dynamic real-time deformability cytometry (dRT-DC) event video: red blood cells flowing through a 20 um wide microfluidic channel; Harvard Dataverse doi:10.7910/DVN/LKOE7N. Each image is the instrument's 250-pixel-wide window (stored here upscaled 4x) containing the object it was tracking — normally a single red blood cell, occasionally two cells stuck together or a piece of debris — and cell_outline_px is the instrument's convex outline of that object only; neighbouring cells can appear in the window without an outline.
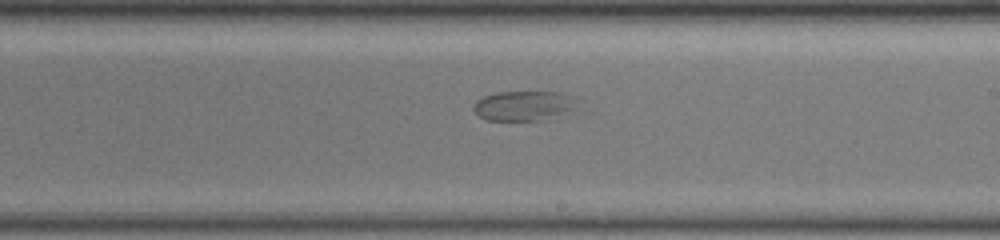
{"species": "common noctule bat (a hibernating species)", "species_latin": "Nyctalus noctula", "temperature_condition": "warm", "stored_images_in_passage": 64, "segment_of_instrument_passage": [2, 2], "camera_frame_rate_fps": 3000, "um_per_image_px": 0.085, "animal": {"sex": "female", "body_mass_g": 19.5, "forearm_length_mm": 54.1}, "frame": {"image": 1, "passage_image": 42, "time_ms": 13.667, "image_size_px": [1000, 240], "cell_outline_px": [[584, 100], [556, 120], [484, 120], [472, 108], [476, 100], [484, 96], [496, 92], [564, 92], [576, 96]], "centroid_in_image_um": [44.65, 8.99], "position_along_channel_um": 244.3, "area_um2": 18.73}}
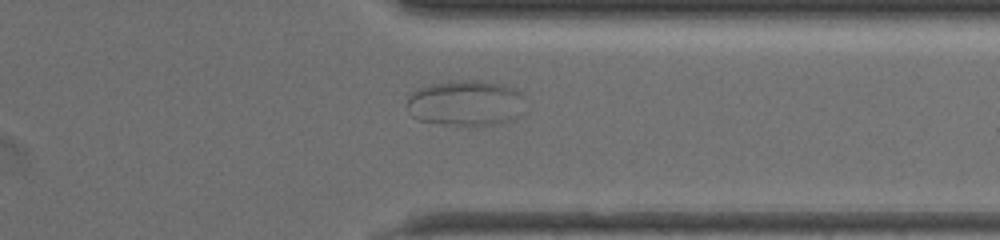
{"frame": {"image": 2, "passage_image": 53, "time_ms": 17.333, "image_size_px": [1000, 240], "cell_outline_px": [[520, 96], [516, 116], [512, 120], [496, 124], [476, 128], [472, 128], [416, 120], [408, 112], [404, 104], [408, 96], [416, 88], [428, 84], [448, 80], [476, 80], [500, 84], [512, 88], [520, 92]], "centroid_in_image_um": [39.42, 8.78], "position_along_channel_um": 372.0, "area_um2": 31.91}}
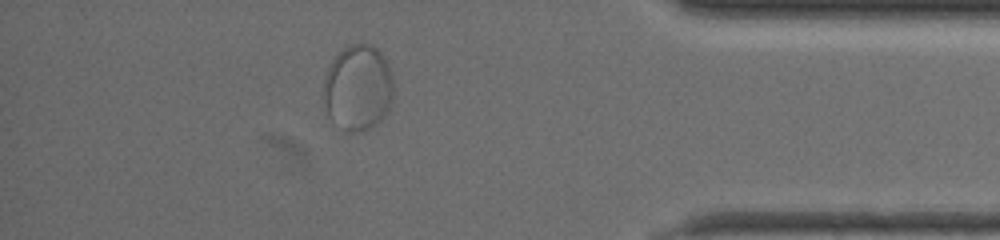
{"frame": {"image": 3, "passage_image": 58, "time_ms": 19.0, "image_size_px": [1000, 240], "cell_outline_px": [[392, 100], [384, 116], [376, 124], [360, 132], [348, 132], [340, 128], [328, 116], [324, 104], [324, 80], [328, 68], [332, 60], [348, 44], [368, 44], [376, 48], [380, 52], [388, 64], [392, 72]], "centroid_in_image_um": [30.42, 7.47], "position_along_channel_um": 404.8, "area_um2": 34.91}}